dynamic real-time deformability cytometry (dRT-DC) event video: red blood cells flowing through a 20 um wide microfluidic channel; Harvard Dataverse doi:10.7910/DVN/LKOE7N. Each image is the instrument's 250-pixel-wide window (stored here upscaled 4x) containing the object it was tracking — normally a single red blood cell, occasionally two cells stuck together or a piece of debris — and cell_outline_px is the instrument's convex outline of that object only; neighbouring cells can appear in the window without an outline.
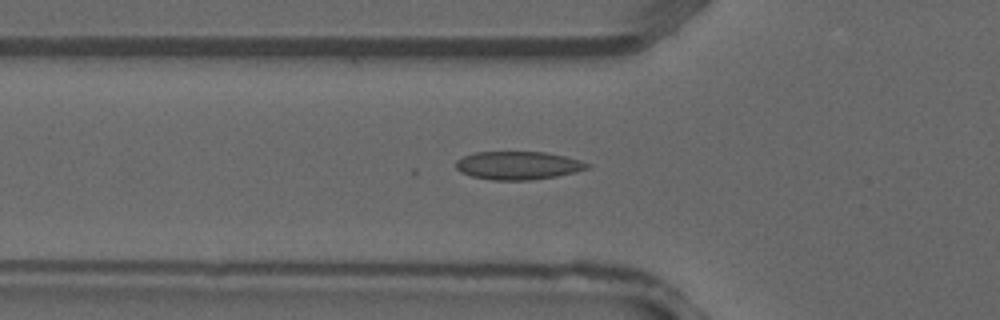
{"species": "common noctule bat (a hibernating species)", "species_latin": "Nyctalus noctula", "temperature_condition": "warm", "stored_images_in_passage": 37, "camera_frame_rate_fps": 3000, "um_per_image_px": 0.085, "animal": {"sex": "male", "forearm_length_mm": 52.5}, "frame": {"image": 1, "passage_image": 12, "time_ms": 3.667, "image_size_px": [1000, 320], "cell_outline_px": [[592, 164], [588, 168], [576, 172], [556, 176], [532, 180], [492, 180], [472, 176], [460, 172], [456, 168], [456, 160], [464, 156], [476, 152], [544, 152], [564, 156], [580, 160]], "centroid_in_image_um": [44.04, 14.07], "position_along_channel_um": 81.8, "area_um2": 21.56}}
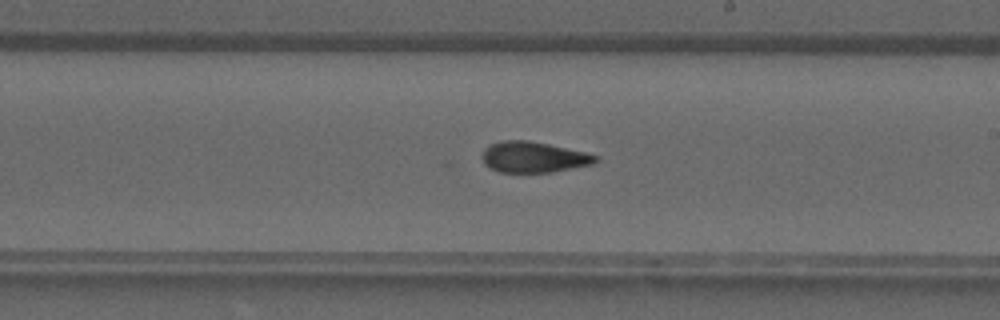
{"frame": {"image": 2, "passage_image": 21, "time_ms": 6.667, "image_size_px": [1000, 320], "cell_outline_px": [[600, 160], [592, 164], [552, 172], [500, 172], [484, 164], [480, 156], [484, 148], [492, 144], [504, 140], [528, 140], [548, 144], [584, 152], [600, 156]], "centroid_in_image_um": [45.34, 13.35], "position_along_channel_um": 243.7, "area_um2": 20.35}}
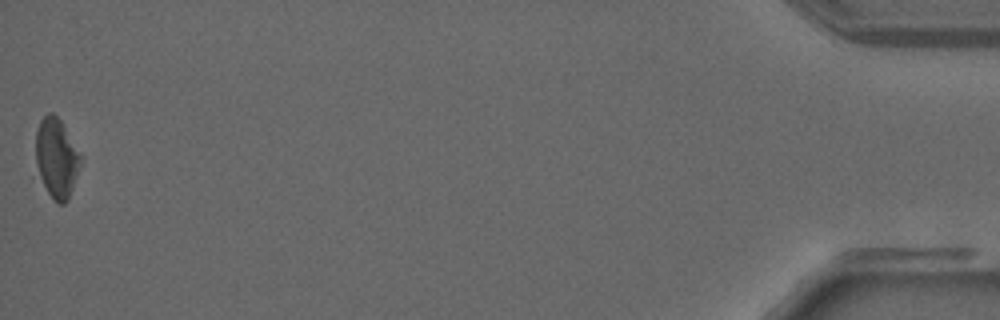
{"frame": {"image": 3, "passage_image": 37, "time_ms": 12.0, "image_size_px": [1000, 320], "cell_outline_px": [[80, 164], [68, 200], [64, 204], [56, 204], [52, 200], [32, 176], [36, 132], [40, 120], [48, 112], [52, 112], [60, 120], [80, 156]], "centroid_in_image_um": [4.67, 13.54], "position_along_channel_um": 430.5, "area_um2": 21.73}}